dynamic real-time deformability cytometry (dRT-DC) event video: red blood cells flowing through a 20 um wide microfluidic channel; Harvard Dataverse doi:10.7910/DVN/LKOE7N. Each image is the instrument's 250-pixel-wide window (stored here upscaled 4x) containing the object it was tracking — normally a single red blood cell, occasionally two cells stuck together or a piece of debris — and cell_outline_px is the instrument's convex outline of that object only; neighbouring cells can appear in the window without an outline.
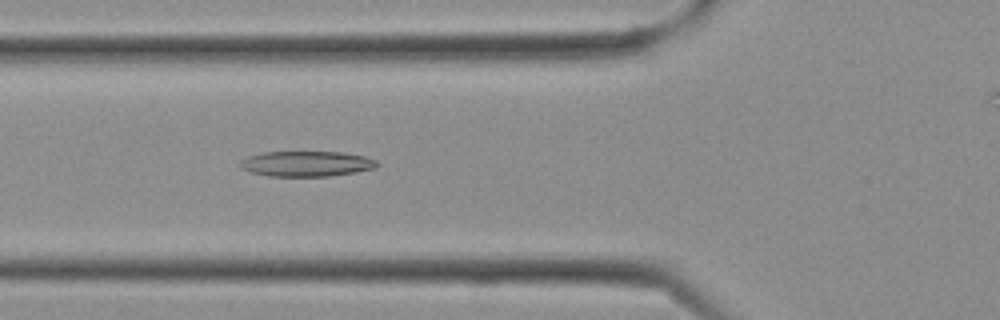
{"species": "Egyptian fruit bat (a non-hibernating species)", "species_latin": "Rousettus aegyptiacus", "temperature_condition": "cold", "stored_images_in_passage": 3, "camera_frame_rate_fps": 3000, "um_per_image_px": 0.085, "frame": {"image": 1, "passage_image": 3, "time_ms": 0.667, "image_size_px": [1000, 320], "cell_outline_px": [[380, 164], [376, 168], [356, 172], [332, 176], [268, 176], [252, 172], [240, 168], [240, 160], [248, 156], [264, 152], [344, 152], [364, 156], [376, 160]], "centroid_in_image_um": [26.08, 13.92], "position_along_channel_um": 99.7, "area_um2": 20.35}}